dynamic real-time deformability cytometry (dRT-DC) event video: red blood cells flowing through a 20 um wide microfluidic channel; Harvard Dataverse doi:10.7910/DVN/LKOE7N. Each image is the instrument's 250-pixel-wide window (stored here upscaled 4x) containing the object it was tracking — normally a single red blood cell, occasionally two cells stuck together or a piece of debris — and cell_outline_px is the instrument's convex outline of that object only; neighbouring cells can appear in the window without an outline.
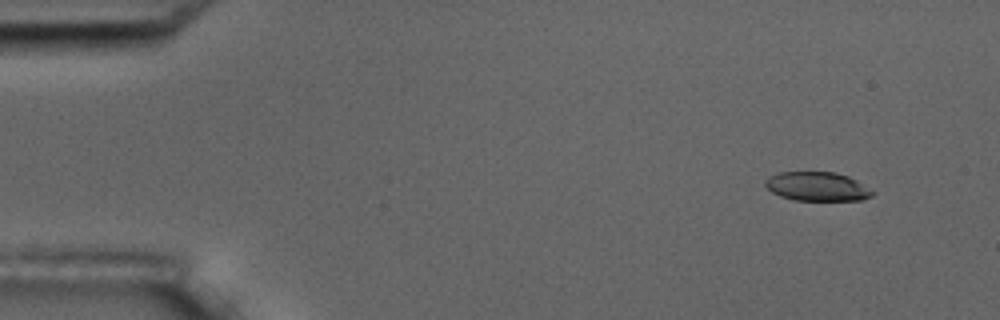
{"species": "common noctule bat (a hibernating species)", "species_latin": "Nyctalus noctula", "temperature_condition": "room temperature", "stored_images_in_passage": 5, "camera_frame_rate_fps": 3000, "um_per_image_px": 0.085, "animal": {"sex": "male", "body_mass_g": 17.5, "forearm_length_mm": 52.3}, "frame": {"image": 1, "passage_image": 1, "time_ms": 0.0, "image_size_px": [1000, 320], "cell_outline_px": [[876, 192], [872, 196], [860, 200], [792, 200], [780, 196], [772, 192], [764, 184], [764, 180], [768, 176], [780, 172], [836, 172], [848, 176], [856, 180]], "centroid_in_image_um": [69.45, 15.85], "position_along_channel_um": 15.5, "area_um2": 18.21}}
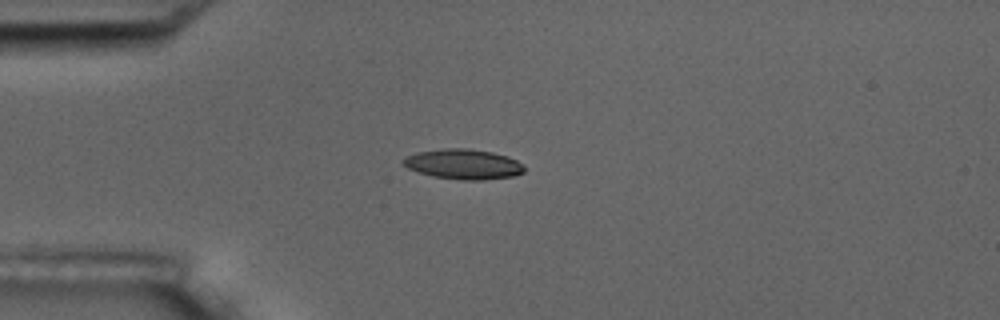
{"frame": {"image": 2, "passage_image": 4, "time_ms": 3.333, "image_size_px": [1000, 320], "cell_outline_px": [[524, 172], [512, 176], [484, 180], [464, 180], [432, 176], [408, 168], [400, 160], [404, 156], [416, 152], [444, 148], [468, 148], [492, 152], [508, 156], [524, 164]], "centroid_in_image_um": [39.38, 13.94], "position_along_channel_um": 45.6, "area_um2": 21.33}}